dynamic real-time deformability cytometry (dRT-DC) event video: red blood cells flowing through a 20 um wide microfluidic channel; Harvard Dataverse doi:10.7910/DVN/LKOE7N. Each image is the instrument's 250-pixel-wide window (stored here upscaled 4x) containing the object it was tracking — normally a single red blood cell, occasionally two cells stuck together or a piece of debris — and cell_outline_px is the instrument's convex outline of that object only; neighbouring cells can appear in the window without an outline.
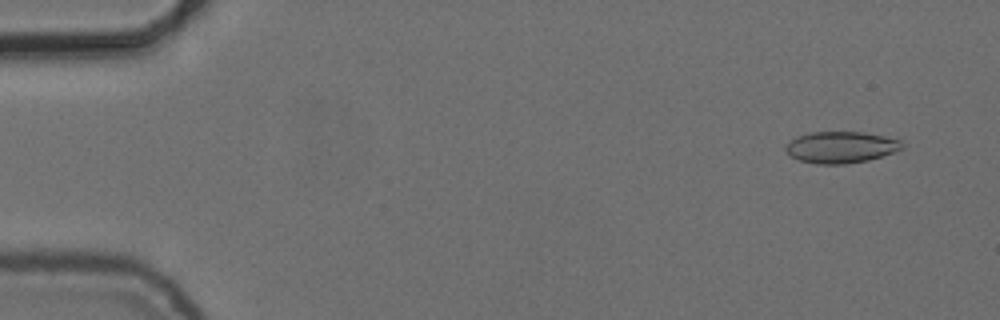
{"species": "common noctule bat (a hibernating species)", "species_latin": "Nyctalus noctula", "temperature_condition": "cold", "stored_images_in_passage": 55, "camera_frame_rate_fps": 3000, "um_per_image_px": 0.085, "animal": {"sex": "female", "body_mass_g": 24.6, "forearm_length_mm": 56.2}, "frame": {"image": 1, "passage_image": 4, "time_ms": 1.0, "image_size_px": [1000, 320], "cell_outline_px": [[904, 148], [896, 152], [868, 160], [844, 164], [816, 164], [800, 160], [788, 156], [784, 148], [784, 144], [796, 136], [812, 132], [864, 132], [884, 136], [900, 140], [904, 144]], "centroid_in_image_um": [71.45, 12.51], "position_along_channel_um": 13.5, "area_um2": 21.68}}
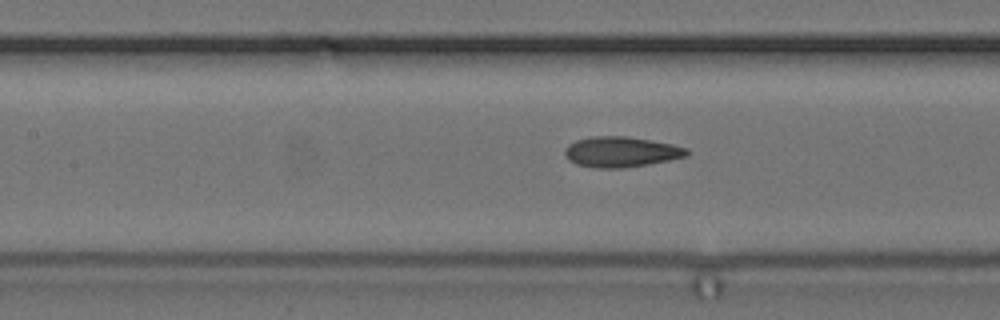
{"frame": {"image": 2, "passage_image": 25, "time_ms": 8.0, "image_size_px": [1000, 320], "cell_outline_px": [[688, 156], [648, 164], [624, 168], [592, 168], [576, 164], [568, 160], [564, 152], [564, 148], [568, 144], [576, 140], [592, 136], [628, 136], [672, 144], [688, 148]], "centroid_in_image_um": [52.76, 12.91], "position_along_channel_um": 154.6, "area_um2": 21.79}}
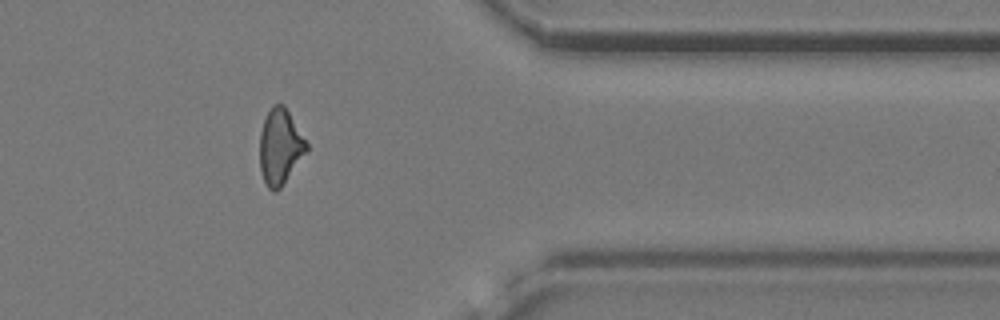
{"frame": {"image": 3, "passage_image": 45, "time_ms": 14.667, "image_size_px": [1000, 320], "cell_outline_px": [[308, 148], [280, 188], [276, 192], [272, 192], [268, 188], [264, 180], [260, 168], [260, 132], [264, 120], [272, 104], [284, 104], [308, 144]], "centroid_in_image_um": [23.79, 12.46], "position_along_channel_um": 387.6, "area_um2": 20.23}, "authors_computed_cell_mechanics": {"area_um2": 21.2126, "velocity_mm_per_s": 3.7404, "shape_relaxation_time_tau1_ms": null, "shape_relaxation_time_tau2_ms": 2.3513, "deformation_change_tau1": null, "deformation_change_tau2": 0.1036}}